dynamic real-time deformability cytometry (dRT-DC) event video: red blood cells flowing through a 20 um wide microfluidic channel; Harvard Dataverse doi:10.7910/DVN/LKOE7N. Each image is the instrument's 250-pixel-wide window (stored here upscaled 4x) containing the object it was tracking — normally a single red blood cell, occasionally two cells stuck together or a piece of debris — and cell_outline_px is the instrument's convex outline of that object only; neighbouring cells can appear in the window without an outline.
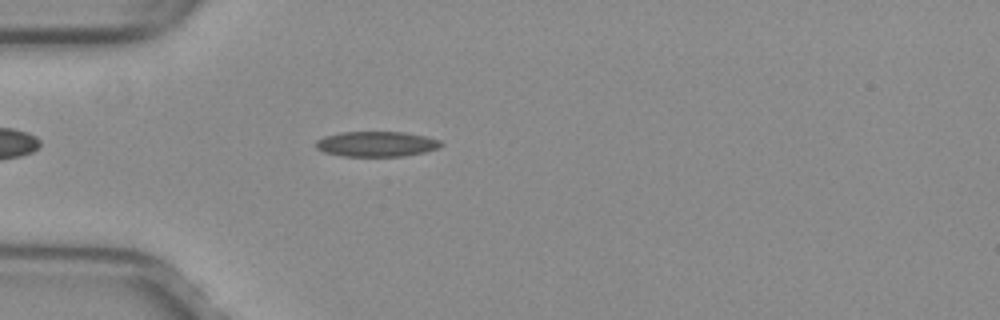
{"species": "common noctule bat (a hibernating species)", "species_latin": "Nyctalus noctula", "temperature_condition": "warm", "stored_images_in_passage": 41, "camera_frame_rate_fps": 3000, "um_per_image_px": 0.085, "animal": {"sex": "female", "body_mass_g": 29.2, "forearm_length_mm": 56.3}, "frame": {"image": 1, "passage_image": 7, "time_ms": 2.0, "image_size_px": [1000, 320], "cell_outline_px": [[444, 144], [436, 148], [424, 152], [404, 156], [344, 156], [324, 152], [316, 148], [316, 140], [324, 136], [340, 132], [404, 132], [424, 136], [440, 140]], "centroid_in_image_um": [31.98, 12.23], "position_along_channel_um": 53.0, "area_um2": 18.32}}
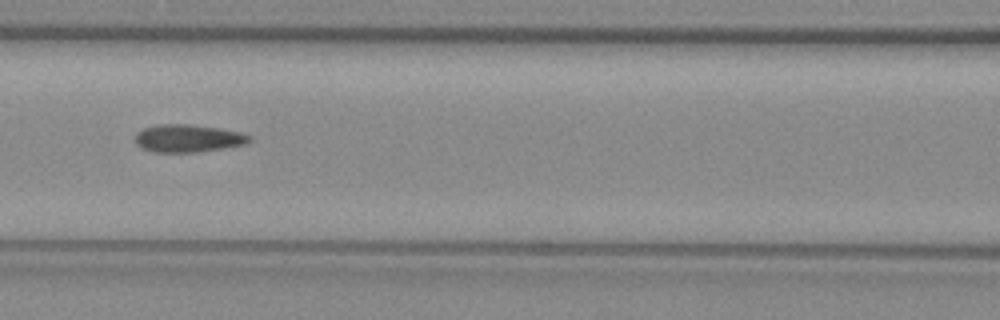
{"frame": {"image": 2, "passage_image": 15, "time_ms": 4.667, "image_size_px": [1000, 320], "cell_outline_px": [[252, 140], [244, 144], [196, 152], [152, 152], [136, 144], [136, 136], [144, 128], [164, 124], [188, 124], [216, 128], [240, 132], [252, 136]], "centroid_in_image_um": [16.0, 11.76], "position_along_channel_um": 150.6, "area_um2": 17.98}}
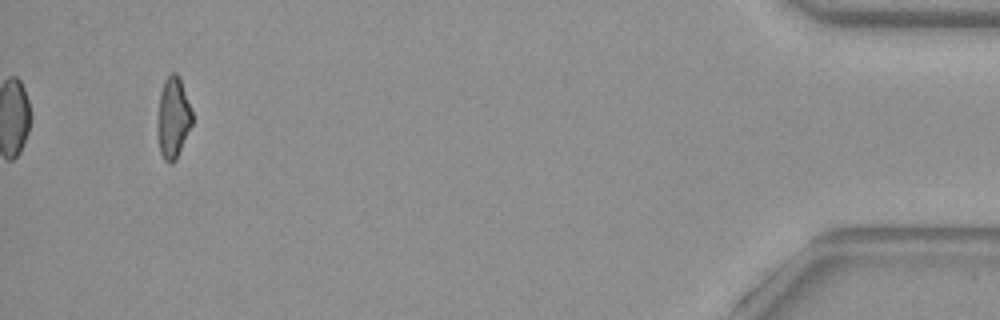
{"frame": {"image": 3, "passage_image": 41, "time_ms": 13.333, "image_size_px": [1000, 320], "cell_outline_px": [[192, 124], [176, 160], [172, 164], [168, 164], [164, 160], [160, 152], [160, 92], [164, 80], [172, 72], [176, 72], [180, 76], [192, 112]], "centroid_in_image_um": [14.76, 9.99], "position_along_channel_um": 420.4, "area_um2": 15.78}, "authors_computed_cell_mechanics": {"area_um2": 17.7446, "velocity_mm_per_s": 4.0247, "shape_relaxation_time_tau1_ms": null, "shape_relaxation_time_tau2_ms": 3.0619, "deformation_change_tau1": null, "deformation_change_tau2": 0.0836}}